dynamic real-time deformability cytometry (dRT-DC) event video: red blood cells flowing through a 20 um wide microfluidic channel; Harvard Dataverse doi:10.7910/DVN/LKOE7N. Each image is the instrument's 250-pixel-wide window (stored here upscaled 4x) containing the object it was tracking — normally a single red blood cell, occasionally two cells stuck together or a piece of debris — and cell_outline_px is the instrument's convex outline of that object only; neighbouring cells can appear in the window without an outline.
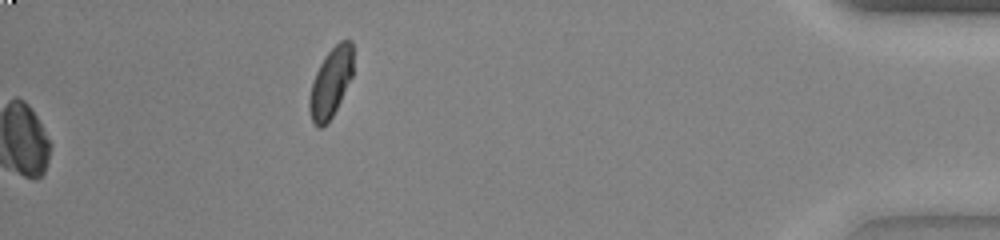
{"species": "common noctule bat (a hibernating species)", "species_latin": "Nyctalus noctula", "temperature_condition": "warm", "stored_images_in_passage": 53, "camera_frame_rate_fps": 3000, "um_per_image_px": 0.085, "animal": {"sex": "female", "body_mass_g": 23.0, "forearm_length_mm": 53.4}, "frame": {"image": 1, "passage_image": 53, "time_ms": 17.333, "image_size_px": [1000, 240], "cell_outline_px": [[352, 76], [328, 124], [320, 128], [316, 128], [312, 120], [308, 108], [308, 100], [312, 80], [324, 56], [340, 40], [352, 40]], "centroid_in_image_um": [28.08, 7.04], "position_along_channel_um": 407.1, "area_um2": 17.69}}